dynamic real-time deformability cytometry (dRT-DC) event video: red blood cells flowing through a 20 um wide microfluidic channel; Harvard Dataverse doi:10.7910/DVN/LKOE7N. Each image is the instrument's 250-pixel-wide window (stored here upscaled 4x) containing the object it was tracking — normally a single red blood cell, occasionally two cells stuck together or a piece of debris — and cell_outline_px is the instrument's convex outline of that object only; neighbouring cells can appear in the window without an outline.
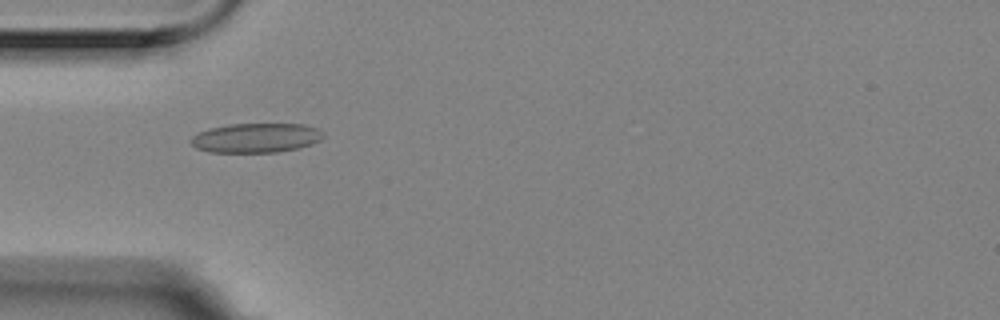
{"species": "Egyptian fruit bat (a non-hibernating species)", "species_latin": "Rousettus aegyptiacus", "temperature_condition": "room temperature", "stored_images_in_passage": 4, "camera_frame_rate_fps": 3000, "um_per_image_px": 0.085, "animal": {"sex": "female"}, "frame": {"image": 1, "passage_image": 3, "time_ms": 0.667, "image_size_px": [1000, 320], "cell_outline_px": [[324, 136], [320, 140], [312, 144], [300, 148], [276, 152], [208, 152], [196, 148], [188, 140], [196, 132], [208, 128], [228, 124], [304, 124], [316, 128], [324, 132]], "centroid_in_image_um": [21.73, 11.72], "position_along_channel_um": 63.3, "area_um2": 23.0}}
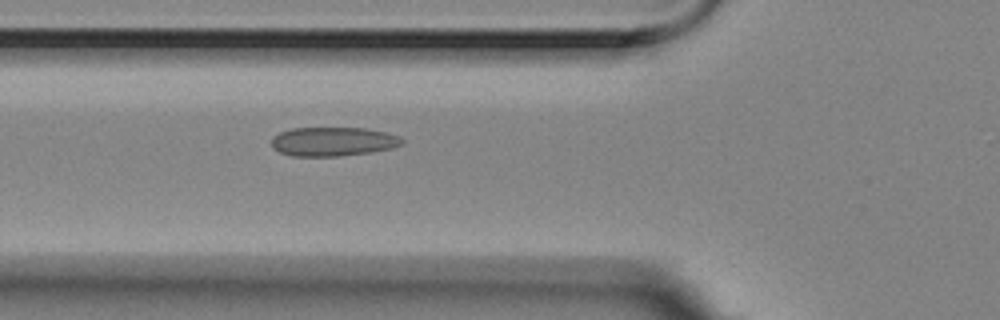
{"frame": {"image": 2, "passage_image": 4, "time_ms": 1.0, "image_size_px": [1000, 320], "cell_outline_px": [[404, 144], [392, 148], [372, 152], [340, 156], [292, 156], [280, 152], [272, 148], [272, 136], [280, 132], [292, 128], [364, 128], [384, 132], [400, 136], [404, 140]], "centroid_in_image_um": [28.32, 12.03], "position_along_channel_um": 97.5, "area_um2": 22.2}}